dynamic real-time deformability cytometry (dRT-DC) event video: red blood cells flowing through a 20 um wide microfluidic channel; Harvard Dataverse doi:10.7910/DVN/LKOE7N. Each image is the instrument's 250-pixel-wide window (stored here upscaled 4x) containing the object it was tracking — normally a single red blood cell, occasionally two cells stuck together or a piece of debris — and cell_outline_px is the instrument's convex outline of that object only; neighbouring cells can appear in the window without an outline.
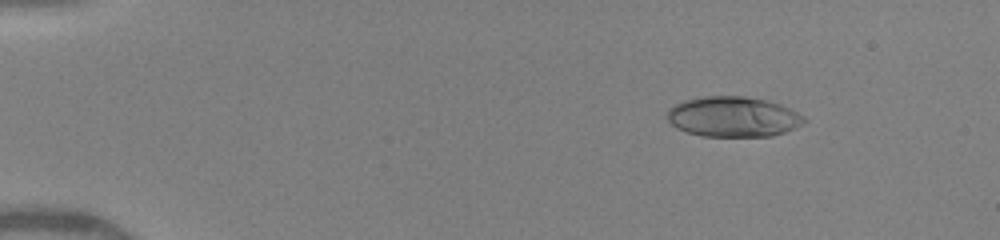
{"species": "human", "species_latin": "Homo sapiens", "temperature_condition": "warm", "stored_images_in_passage": 13, "camera_frame_rate_fps": 3000, "um_per_image_px": 0.085, "donor": {"sex": "female"}, "frame": {"image": 1, "passage_image": 3, "time_ms": 1.667, "image_size_px": [1000, 240], "cell_outline_px": [[808, 120], [796, 128], [772, 136], [700, 136], [676, 128], [668, 120], [668, 108], [684, 100], [704, 96], [744, 96], [764, 100], [780, 104], [804, 116]], "centroid_in_image_um": [62.32, 9.93], "position_along_channel_um": 22.7, "area_um2": 32.08}}
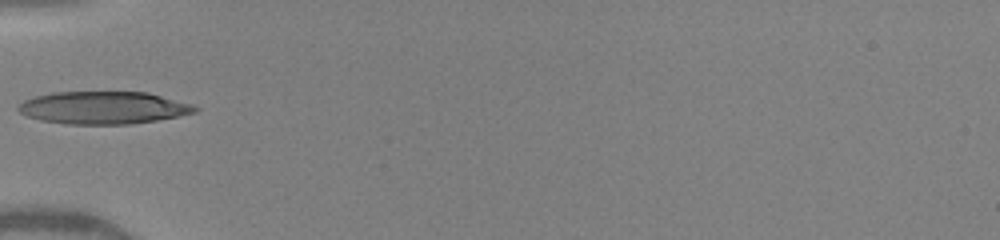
{"frame": {"image": 2, "passage_image": 9, "time_ms": 5.333, "image_size_px": [1000, 240], "cell_outline_px": [[200, 108], [196, 112], [156, 120], [132, 124], [68, 124], [40, 120], [28, 116], [20, 112], [16, 108], [16, 104], [24, 100], [36, 96], [52, 92], [148, 92], [192, 104]], "centroid_in_image_um": [8.76, 9.15], "position_along_channel_um": 76.2, "area_um2": 33.52}}
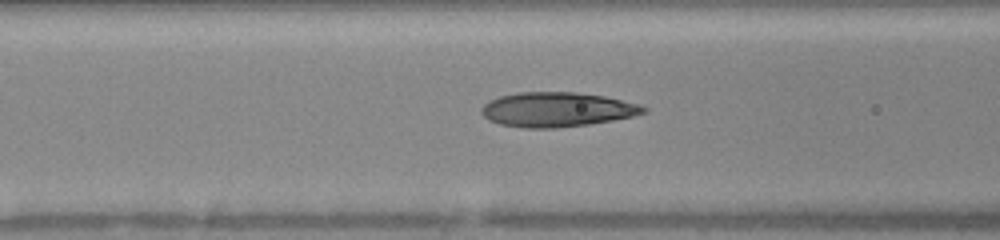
{"frame": {"image": 3, "passage_image": 12, "time_ms": 6.333, "image_size_px": [1000, 240], "cell_outline_px": [[648, 112], [632, 116], [612, 120], [588, 124], [556, 128], [524, 128], [500, 124], [488, 120], [480, 112], [480, 108], [484, 104], [500, 96], [520, 92], [576, 92], [604, 96], [640, 104], [648, 108]], "centroid_in_image_um": [47.35, 9.31], "position_along_channel_um": 119.3, "area_um2": 32.66}}